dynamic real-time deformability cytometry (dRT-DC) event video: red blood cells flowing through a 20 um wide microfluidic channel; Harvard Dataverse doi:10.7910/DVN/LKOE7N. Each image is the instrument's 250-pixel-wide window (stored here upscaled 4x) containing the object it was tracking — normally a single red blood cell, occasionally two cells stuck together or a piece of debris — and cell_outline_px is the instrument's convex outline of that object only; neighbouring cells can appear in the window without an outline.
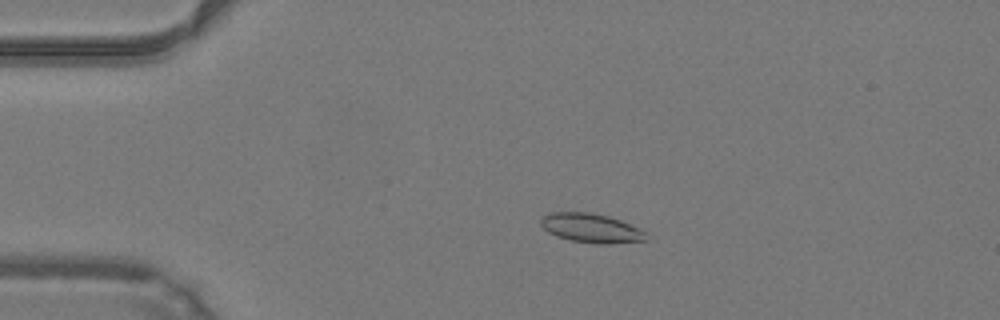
{"species": "common noctule bat (a hibernating species)", "species_latin": "Nyctalus noctula", "temperature_condition": "warm", "stored_images_in_passage": 48, "camera_frame_rate_fps": 3000, "um_per_image_px": 0.085, "animal": {"sex": "male", "body_mass_g": 19.2, "forearm_length_mm": 51.8}, "frame": {"image": 1, "passage_image": 10, "time_ms": 3.0, "image_size_px": [1000, 320], "cell_outline_px": [[648, 240], [608, 244], [596, 244], [572, 240], [556, 236], [548, 232], [540, 224], [540, 220], [544, 216], [552, 212], [588, 212], [608, 216], [620, 220], [644, 232]], "centroid_in_image_um": [50.21, 19.39], "position_along_channel_um": 34.8, "area_um2": 17.63}}
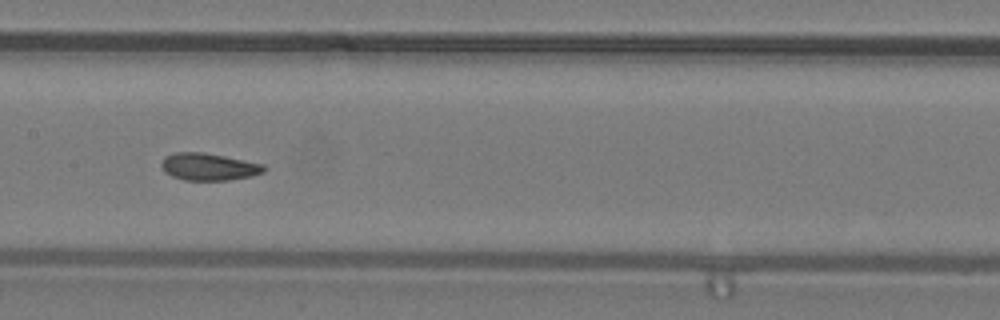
{"frame": {"image": 2, "passage_image": 24, "time_ms": 7.667, "image_size_px": [1000, 320], "cell_outline_px": [[268, 168], [264, 172], [252, 176], [228, 180], [184, 180], [172, 176], [164, 172], [160, 164], [164, 156], [176, 152], [204, 152], [264, 164]], "centroid_in_image_um": [17.74, 14.17], "position_along_channel_um": 189.7, "area_um2": 16.42}}
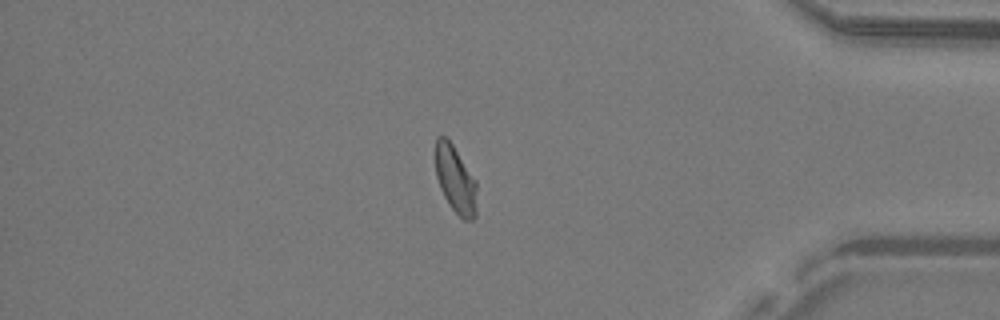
{"frame": {"image": 3, "passage_image": 41, "time_ms": 13.333, "image_size_px": [1000, 320], "cell_outline_px": [[476, 216], [472, 220], [464, 220], [452, 208], [444, 196], [440, 188], [436, 176], [436, 136], [444, 136], [452, 144], [476, 180]], "centroid_in_image_um": [38.72, 15.27], "position_along_channel_um": 396.5, "area_um2": 16.01}, "authors_computed_cell_mechanics": {"area_um2": 16.7042, "velocity_mm_per_s": 4.2283, "shape_relaxation_time_tau1_ms": 6.6063, "shape_relaxation_time_tau2_ms": 1.2737, "deformation_change_tau1": 0.1473, "deformation_change_tau2": 0.0774}}